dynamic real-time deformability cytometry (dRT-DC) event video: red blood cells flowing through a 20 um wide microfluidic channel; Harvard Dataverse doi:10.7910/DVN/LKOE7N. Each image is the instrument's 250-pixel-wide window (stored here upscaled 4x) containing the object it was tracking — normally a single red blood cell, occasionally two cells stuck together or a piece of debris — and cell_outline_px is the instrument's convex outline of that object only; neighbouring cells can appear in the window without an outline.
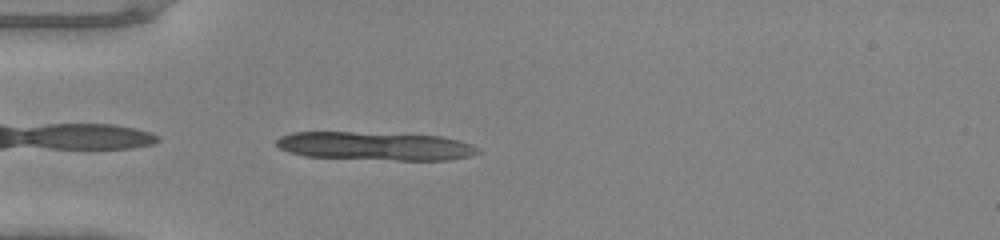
{"species": "common noctule bat (a hibernating species)", "species_latin": "Nyctalus noctula", "temperature_condition": "warm", "stored_images_in_passage": 31, "camera_frame_rate_fps": 3000, "um_per_image_px": 0.085, "animal": {"sex": "male", "body_mass_g": 20.0, "forearm_length_mm": 53.3}, "frame": {"image": 1, "passage_image": 1, "time_ms": 0.0, "image_size_px": [1000, 240], "cell_outline_px": [[480, 152], [472, 156], [448, 160], [396, 160], [304, 156], [288, 152], [280, 148], [276, 144], [276, 140], [280, 136], [292, 132], [352, 132], [440, 136], [460, 140], [472, 144], [480, 148]], "centroid_in_image_um": [31.92, 12.42], "position_along_channel_um": 53.1, "area_um2": 33.41}}